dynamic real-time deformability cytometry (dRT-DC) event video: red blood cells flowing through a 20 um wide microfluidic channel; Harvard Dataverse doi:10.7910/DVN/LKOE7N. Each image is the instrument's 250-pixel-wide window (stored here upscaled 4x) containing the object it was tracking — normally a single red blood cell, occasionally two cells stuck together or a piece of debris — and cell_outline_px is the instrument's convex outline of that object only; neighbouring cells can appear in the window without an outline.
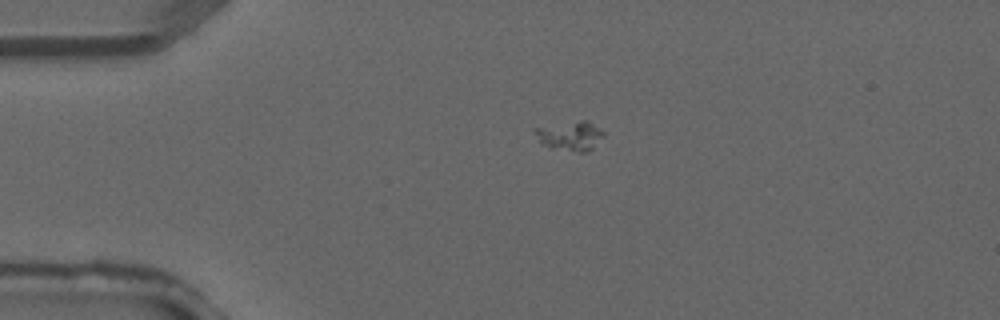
{"species": "common noctule bat (a hibernating species)", "species_latin": "Nyctalus noctula", "temperature_condition": "warm", "stored_images_in_passage": 4, "camera_frame_rate_fps": 3000, "um_per_image_px": 0.085, "animal": {"sex": "male", "forearm_length_mm": 52.5}, "frame": {"image": 1, "passage_image": 3, "time_ms": 0.667, "image_size_px": [1000, 320], "cell_outline_px": [[604, 136], [592, 148], [584, 152], [580, 152], [552, 148], [540, 144], [536, 132], [536, 128], [580, 120], [588, 120], [604, 132]], "centroid_in_image_um": [48.5, 11.55], "position_along_channel_um": 36.5, "area_um2": 11.44}}